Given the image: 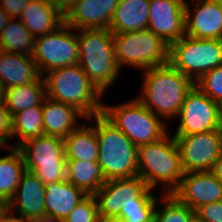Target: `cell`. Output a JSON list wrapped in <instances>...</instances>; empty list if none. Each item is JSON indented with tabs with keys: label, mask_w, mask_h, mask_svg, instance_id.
I'll use <instances>...</instances> for the list:
<instances>
[{
	"label": "cell",
	"mask_w": 222,
	"mask_h": 222,
	"mask_svg": "<svg viewBox=\"0 0 222 222\" xmlns=\"http://www.w3.org/2000/svg\"><path fill=\"white\" fill-rule=\"evenodd\" d=\"M164 206L161 209L155 207L154 217L156 222H193L195 211L187 205L179 202L172 194H163Z\"/></svg>",
	"instance_id": "30"
},
{
	"label": "cell",
	"mask_w": 222,
	"mask_h": 222,
	"mask_svg": "<svg viewBox=\"0 0 222 222\" xmlns=\"http://www.w3.org/2000/svg\"><path fill=\"white\" fill-rule=\"evenodd\" d=\"M96 222H116V218L102 217L99 216Z\"/></svg>",
	"instance_id": "43"
},
{
	"label": "cell",
	"mask_w": 222,
	"mask_h": 222,
	"mask_svg": "<svg viewBox=\"0 0 222 222\" xmlns=\"http://www.w3.org/2000/svg\"><path fill=\"white\" fill-rule=\"evenodd\" d=\"M6 204L3 203L2 201H0V219H1V216L4 214V212L6 211Z\"/></svg>",
	"instance_id": "45"
},
{
	"label": "cell",
	"mask_w": 222,
	"mask_h": 222,
	"mask_svg": "<svg viewBox=\"0 0 222 222\" xmlns=\"http://www.w3.org/2000/svg\"><path fill=\"white\" fill-rule=\"evenodd\" d=\"M99 154L98 163L105 180L138 175V147L102 114L94 116Z\"/></svg>",
	"instance_id": "4"
},
{
	"label": "cell",
	"mask_w": 222,
	"mask_h": 222,
	"mask_svg": "<svg viewBox=\"0 0 222 222\" xmlns=\"http://www.w3.org/2000/svg\"><path fill=\"white\" fill-rule=\"evenodd\" d=\"M178 117L180 122L173 136L222 129V105L213 101L196 85L186 94Z\"/></svg>",
	"instance_id": "12"
},
{
	"label": "cell",
	"mask_w": 222,
	"mask_h": 222,
	"mask_svg": "<svg viewBox=\"0 0 222 222\" xmlns=\"http://www.w3.org/2000/svg\"><path fill=\"white\" fill-rule=\"evenodd\" d=\"M79 0H61V11L65 13Z\"/></svg>",
	"instance_id": "41"
},
{
	"label": "cell",
	"mask_w": 222,
	"mask_h": 222,
	"mask_svg": "<svg viewBox=\"0 0 222 222\" xmlns=\"http://www.w3.org/2000/svg\"><path fill=\"white\" fill-rule=\"evenodd\" d=\"M150 0H119L109 25L112 33H128L148 27Z\"/></svg>",
	"instance_id": "23"
},
{
	"label": "cell",
	"mask_w": 222,
	"mask_h": 222,
	"mask_svg": "<svg viewBox=\"0 0 222 222\" xmlns=\"http://www.w3.org/2000/svg\"><path fill=\"white\" fill-rule=\"evenodd\" d=\"M137 171L150 189H155L162 182L166 186L163 194H171L184 175L180 151L174 137L167 133L155 142L138 146Z\"/></svg>",
	"instance_id": "5"
},
{
	"label": "cell",
	"mask_w": 222,
	"mask_h": 222,
	"mask_svg": "<svg viewBox=\"0 0 222 222\" xmlns=\"http://www.w3.org/2000/svg\"><path fill=\"white\" fill-rule=\"evenodd\" d=\"M64 22L54 31L35 37L32 58L40 74L78 64L79 46L77 33Z\"/></svg>",
	"instance_id": "10"
},
{
	"label": "cell",
	"mask_w": 222,
	"mask_h": 222,
	"mask_svg": "<svg viewBox=\"0 0 222 222\" xmlns=\"http://www.w3.org/2000/svg\"><path fill=\"white\" fill-rule=\"evenodd\" d=\"M18 19L34 38L54 31L65 22L64 13L43 0H30Z\"/></svg>",
	"instance_id": "19"
},
{
	"label": "cell",
	"mask_w": 222,
	"mask_h": 222,
	"mask_svg": "<svg viewBox=\"0 0 222 222\" xmlns=\"http://www.w3.org/2000/svg\"><path fill=\"white\" fill-rule=\"evenodd\" d=\"M43 105H36L25 109L12 116V137L19 135L18 143L14 146L18 148L22 143L45 135L42 118Z\"/></svg>",
	"instance_id": "28"
},
{
	"label": "cell",
	"mask_w": 222,
	"mask_h": 222,
	"mask_svg": "<svg viewBox=\"0 0 222 222\" xmlns=\"http://www.w3.org/2000/svg\"><path fill=\"white\" fill-rule=\"evenodd\" d=\"M137 99L163 121L177 118L186 94L195 83L170 63L144 70Z\"/></svg>",
	"instance_id": "1"
},
{
	"label": "cell",
	"mask_w": 222,
	"mask_h": 222,
	"mask_svg": "<svg viewBox=\"0 0 222 222\" xmlns=\"http://www.w3.org/2000/svg\"><path fill=\"white\" fill-rule=\"evenodd\" d=\"M94 196L102 217L118 219L121 209L130 205H157L152 189L138 175L108 180Z\"/></svg>",
	"instance_id": "11"
},
{
	"label": "cell",
	"mask_w": 222,
	"mask_h": 222,
	"mask_svg": "<svg viewBox=\"0 0 222 222\" xmlns=\"http://www.w3.org/2000/svg\"><path fill=\"white\" fill-rule=\"evenodd\" d=\"M113 41L120 70L127 65L144 71L170 61V44L149 29L113 33Z\"/></svg>",
	"instance_id": "6"
},
{
	"label": "cell",
	"mask_w": 222,
	"mask_h": 222,
	"mask_svg": "<svg viewBox=\"0 0 222 222\" xmlns=\"http://www.w3.org/2000/svg\"><path fill=\"white\" fill-rule=\"evenodd\" d=\"M9 154L0 156V201L7 204L26 171L23 156L16 147H10Z\"/></svg>",
	"instance_id": "26"
},
{
	"label": "cell",
	"mask_w": 222,
	"mask_h": 222,
	"mask_svg": "<svg viewBox=\"0 0 222 222\" xmlns=\"http://www.w3.org/2000/svg\"><path fill=\"white\" fill-rule=\"evenodd\" d=\"M169 63L196 83L205 73L222 65V40L184 35L170 45Z\"/></svg>",
	"instance_id": "8"
},
{
	"label": "cell",
	"mask_w": 222,
	"mask_h": 222,
	"mask_svg": "<svg viewBox=\"0 0 222 222\" xmlns=\"http://www.w3.org/2000/svg\"><path fill=\"white\" fill-rule=\"evenodd\" d=\"M43 1L55 5L61 10V0H43Z\"/></svg>",
	"instance_id": "44"
},
{
	"label": "cell",
	"mask_w": 222,
	"mask_h": 222,
	"mask_svg": "<svg viewBox=\"0 0 222 222\" xmlns=\"http://www.w3.org/2000/svg\"><path fill=\"white\" fill-rule=\"evenodd\" d=\"M195 85L213 101L222 105V65L205 73Z\"/></svg>",
	"instance_id": "31"
},
{
	"label": "cell",
	"mask_w": 222,
	"mask_h": 222,
	"mask_svg": "<svg viewBox=\"0 0 222 222\" xmlns=\"http://www.w3.org/2000/svg\"><path fill=\"white\" fill-rule=\"evenodd\" d=\"M11 19L0 35V50L32 56L34 36L19 20Z\"/></svg>",
	"instance_id": "29"
},
{
	"label": "cell",
	"mask_w": 222,
	"mask_h": 222,
	"mask_svg": "<svg viewBox=\"0 0 222 222\" xmlns=\"http://www.w3.org/2000/svg\"><path fill=\"white\" fill-rule=\"evenodd\" d=\"M87 194L67 180L46 185L45 214L64 221Z\"/></svg>",
	"instance_id": "22"
},
{
	"label": "cell",
	"mask_w": 222,
	"mask_h": 222,
	"mask_svg": "<svg viewBox=\"0 0 222 222\" xmlns=\"http://www.w3.org/2000/svg\"><path fill=\"white\" fill-rule=\"evenodd\" d=\"M12 18L0 7V35Z\"/></svg>",
	"instance_id": "39"
},
{
	"label": "cell",
	"mask_w": 222,
	"mask_h": 222,
	"mask_svg": "<svg viewBox=\"0 0 222 222\" xmlns=\"http://www.w3.org/2000/svg\"><path fill=\"white\" fill-rule=\"evenodd\" d=\"M102 115L137 147L163 138L168 130L162 119L137 98L124 104L104 106Z\"/></svg>",
	"instance_id": "7"
},
{
	"label": "cell",
	"mask_w": 222,
	"mask_h": 222,
	"mask_svg": "<svg viewBox=\"0 0 222 222\" xmlns=\"http://www.w3.org/2000/svg\"><path fill=\"white\" fill-rule=\"evenodd\" d=\"M45 98V83L41 76L35 83L8 88L5 106L13 116L32 106L43 105Z\"/></svg>",
	"instance_id": "27"
},
{
	"label": "cell",
	"mask_w": 222,
	"mask_h": 222,
	"mask_svg": "<svg viewBox=\"0 0 222 222\" xmlns=\"http://www.w3.org/2000/svg\"><path fill=\"white\" fill-rule=\"evenodd\" d=\"M171 194L195 211L202 205L222 200V183L211 171L186 172Z\"/></svg>",
	"instance_id": "15"
},
{
	"label": "cell",
	"mask_w": 222,
	"mask_h": 222,
	"mask_svg": "<svg viewBox=\"0 0 222 222\" xmlns=\"http://www.w3.org/2000/svg\"><path fill=\"white\" fill-rule=\"evenodd\" d=\"M30 0H1L0 7L12 18H20L23 9Z\"/></svg>",
	"instance_id": "36"
},
{
	"label": "cell",
	"mask_w": 222,
	"mask_h": 222,
	"mask_svg": "<svg viewBox=\"0 0 222 222\" xmlns=\"http://www.w3.org/2000/svg\"><path fill=\"white\" fill-rule=\"evenodd\" d=\"M119 0H79L64 13L65 22L73 29H109Z\"/></svg>",
	"instance_id": "17"
},
{
	"label": "cell",
	"mask_w": 222,
	"mask_h": 222,
	"mask_svg": "<svg viewBox=\"0 0 222 222\" xmlns=\"http://www.w3.org/2000/svg\"><path fill=\"white\" fill-rule=\"evenodd\" d=\"M77 117L85 116L75 107L45 98L43 101L42 118L45 135L65 139L77 125Z\"/></svg>",
	"instance_id": "21"
},
{
	"label": "cell",
	"mask_w": 222,
	"mask_h": 222,
	"mask_svg": "<svg viewBox=\"0 0 222 222\" xmlns=\"http://www.w3.org/2000/svg\"><path fill=\"white\" fill-rule=\"evenodd\" d=\"M78 65L103 95L119 75L113 41L109 29L80 30Z\"/></svg>",
	"instance_id": "3"
},
{
	"label": "cell",
	"mask_w": 222,
	"mask_h": 222,
	"mask_svg": "<svg viewBox=\"0 0 222 222\" xmlns=\"http://www.w3.org/2000/svg\"><path fill=\"white\" fill-rule=\"evenodd\" d=\"M195 219L199 222H222V200L198 207Z\"/></svg>",
	"instance_id": "34"
},
{
	"label": "cell",
	"mask_w": 222,
	"mask_h": 222,
	"mask_svg": "<svg viewBox=\"0 0 222 222\" xmlns=\"http://www.w3.org/2000/svg\"><path fill=\"white\" fill-rule=\"evenodd\" d=\"M7 89L0 82V105H5Z\"/></svg>",
	"instance_id": "42"
},
{
	"label": "cell",
	"mask_w": 222,
	"mask_h": 222,
	"mask_svg": "<svg viewBox=\"0 0 222 222\" xmlns=\"http://www.w3.org/2000/svg\"><path fill=\"white\" fill-rule=\"evenodd\" d=\"M211 172L222 183V154L216 160L215 164L213 165V168H212Z\"/></svg>",
	"instance_id": "38"
},
{
	"label": "cell",
	"mask_w": 222,
	"mask_h": 222,
	"mask_svg": "<svg viewBox=\"0 0 222 222\" xmlns=\"http://www.w3.org/2000/svg\"><path fill=\"white\" fill-rule=\"evenodd\" d=\"M15 213H10L9 211H5L1 216L0 222H31L29 219H25L19 216L14 215Z\"/></svg>",
	"instance_id": "37"
},
{
	"label": "cell",
	"mask_w": 222,
	"mask_h": 222,
	"mask_svg": "<svg viewBox=\"0 0 222 222\" xmlns=\"http://www.w3.org/2000/svg\"><path fill=\"white\" fill-rule=\"evenodd\" d=\"M59 221H60L59 219L46 214L31 220V222H59Z\"/></svg>",
	"instance_id": "40"
},
{
	"label": "cell",
	"mask_w": 222,
	"mask_h": 222,
	"mask_svg": "<svg viewBox=\"0 0 222 222\" xmlns=\"http://www.w3.org/2000/svg\"><path fill=\"white\" fill-rule=\"evenodd\" d=\"M173 137L180 151L184 173L211 171L222 154V129Z\"/></svg>",
	"instance_id": "13"
},
{
	"label": "cell",
	"mask_w": 222,
	"mask_h": 222,
	"mask_svg": "<svg viewBox=\"0 0 222 222\" xmlns=\"http://www.w3.org/2000/svg\"><path fill=\"white\" fill-rule=\"evenodd\" d=\"M12 138V115L5 105H0V147L5 148Z\"/></svg>",
	"instance_id": "35"
},
{
	"label": "cell",
	"mask_w": 222,
	"mask_h": 222,
	"mask_svg": "<svg viewBox=\"0 0 222 222\" xmlns=\"http://www.w3.org/2000/svg\"><path fill=\"white\" fill-rule=\"evenodd\" d=\"M193 2L194 10H190V2L185 1L186 35L222 40L221 0H193Z\"/></svg>",
	"instance_id": "16"
},
{
	"label": "cell",
	"mask_w": 222,
	"mask_h": 222,
	"mask_svg": "<svg viewBox=\"0 0 222 222\" xmlns=\"http://www.w3.org/2000/svg\"><path fill=\"white\" fill-rule=\"evenodd\" d=\"M42 76L46 97L75 107L86 120L102 114V94L76 64L48 71ZM45 77V78H44Z\"/></svg>",
	"instance_id": "2"
},
{
	"label": "cell",
	"mask_w": 222,
	"mask_h": 222,
	"mask_svg": "<svg viewBox=\"0 0 222 222\" xmlns=\"http://www.w3.org/2000/svg\"><path fill=\"white\" fill-rule=\"evenodd\" d=\"M156 205H130L122 208L118 220L125 222H145L149 220L155 211Z\"/></svg>",
	"instance_id": "33"
},
{
	"label": "cell",
	"mask_w": 222,
	"mask_h": 222,
	"mask_svg": "<svg viewBox=\"0 0 222 222\" xmlns=\"http://www.w3.org/2000/svg\"><path fill=\"white\" fill-rule=\"evenodd\" d=\"M66 160L98 161L99 146L95 128L82 124L64 139Z\"/></svg>",
	"instance_id": "25"
},
{
	"label": "cell",
	"mask_w": 222,
	"mask_h": 222,
	"mask_svg": "<svg viewBox=\"0 0 222 222\" xmlns=\"http://www.w3.org/2000/svg\"><path fill=\"white\" fill-rule=\"evenodd\" d=\"M116 222H125V221L116 219ZM145 222H156V219H155V217H154V215H153L149 220H147V221H145Z\"/></svg>",
	"instance_id": "46"
},
{
	"label": "cell",
	"mask_w": 222,
	"mask_h": 222,
	"mask_svg": "<svg viewBox=\"0 0 222 222\" xmlns=\"http://www.w3.org/2000/svg\"><path fill=\"white\" fill-rule=\"evenodd\" d=\"M147 29L170 45L186 35L185 0H150Z\"/></svg>",
	"instance_id": "14"
},
{
	"label": "cell",
	"mask_w": 222,
	"mask_h": 222,
	"mask_svg": "<svg viewBox=\"0 0 222 222\" xmlns=\"http://www.w3.org/2000/svg\"><path fill=\"white\" fill-rule=\"evenodd\" d=\"M46 186L28 171L22 175L13 197L6 204L10 213L33 220L45 214Z\"/></svg>",
	"instance_id": "18"
},
{
	"label": "cell",
	"mask_w": 222,
	"mask_h": 222,
	"mask_svg": "<svg viewBox=\"0 0 222 222\" xmlns=\"http://www.w3.org/2000/svg\"><path fill=\"white\" fill-rule=\"evenodd\" d=\"M98 217L96 198L94 195H87L74 207L64 222H96Z\"/></svg>",
	"instance_id": "32"
},
{
	"label": "cell",
	"mask_w": 222,
	"mask_h": 222,
	"mask_svg": "<svg viewBox=\"0 0 222 222\" xmlns=\"http://www.w3.org/2000/svg\"><path fill=\"white\" fill-rule=\"evenodd\" d=\"M18 149L26 171L35 174L45 186L66 180L64 139L43 135L22 143Z\"/></svg>",
	"instance_id": "9"
},
{
	"label": "cell",
	"mask_w": 222,
	"mask_h": 222,
	"mask_svg": "<svg viewBox=\"0 0 222 222\" xmlns=\"http://www.w3.org/2000/svg\"><path fill=\"white\" fill-rule=\"evenodd\" d=\"M41 76L32 56L0 50V82L6 89L35 83Z\"/></svg>",
	"instance_id": "20"
},
{
	"label": "cell",
	"mask_w": 222,
	"mask_h": 222,
	"mask_svg": "<svg viewBox=\"0 0 222 222\" xmlns=\"http://www.w3.org/2000/svg\"><path fill=\"white\" fill-rule=\"evenodd\" d=\"M66 180L87 195H94L106 182L98 161L66 160Z\"/></svg>",
	"instance_id": "24"
}]
</instances>
